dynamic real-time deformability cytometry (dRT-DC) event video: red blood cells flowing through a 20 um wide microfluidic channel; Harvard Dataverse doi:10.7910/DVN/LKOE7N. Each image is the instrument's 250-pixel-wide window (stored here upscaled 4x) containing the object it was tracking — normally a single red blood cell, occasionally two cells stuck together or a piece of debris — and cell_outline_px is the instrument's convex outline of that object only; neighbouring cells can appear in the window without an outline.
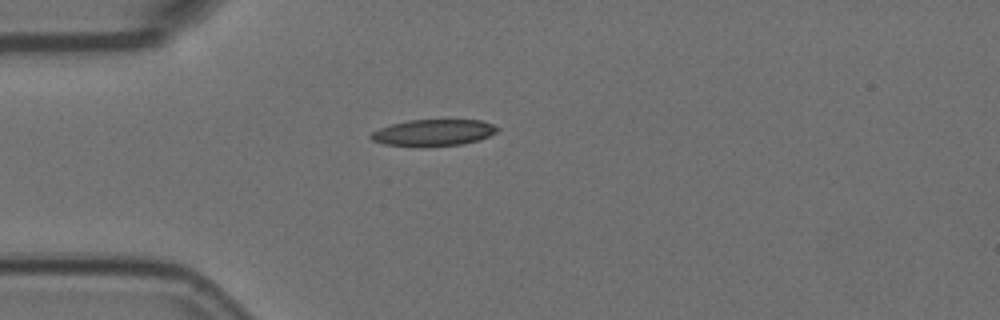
{"species": "Egyptian fruit bat (a non-hibernating species)", "species_latin": "Rousettus aegyptiacus", "temperature_condition": "room temperature", "stored_images_in_passage": 2, "camera_frame_rate_fps": 3000, "um_per_image_px": 0.085, "animal": {"sex": "female"}, "frame": {"image": 1, "passage_image": 1, "time_ms": 0.0, "image_size_px": [1000, 320], "cell_outline_px": [[500, 128], [496, 132], [488, 136], [476, 140], [460, 144], [384, 144], [372, 140], [368, 136], [372, 132], [380, 128], [392, 124], [408, 120], [480, 120], [492, 124]], "centroid_in_image_um": [36.84, 11.23], "position_along_channel_um": 48.2, "area_um2": 18.55}}